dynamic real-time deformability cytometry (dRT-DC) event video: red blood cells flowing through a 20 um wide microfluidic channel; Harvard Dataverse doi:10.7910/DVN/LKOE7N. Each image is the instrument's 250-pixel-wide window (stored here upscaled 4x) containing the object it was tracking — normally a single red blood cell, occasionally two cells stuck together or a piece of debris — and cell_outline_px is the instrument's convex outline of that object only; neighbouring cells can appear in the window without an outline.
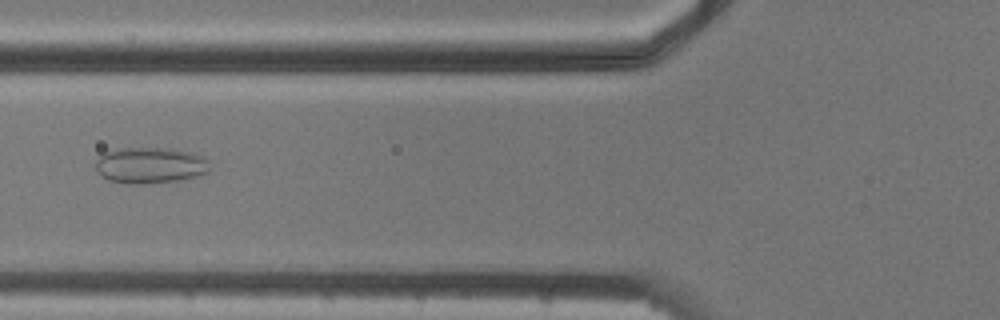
{"species": "common noctule bat (a hibernating species)", "species_latin": "Nyctalus noctula", "temperature_condition": "cold", "stored_images_in_passage": 8, "camera_frame_rate_fps": 3000, "um_per_image_px": 0.085, "animal": {"sex": "male", "body_mass_g": 20.5, "forearm_length_mm": 52.5}, "frame": {"image": 1, "passage_image": 5, "time_ms": 5.667, "image_size_px": [1000, 320], "cell_outline_px": [[208, 172], [196, 176], [176, 180], [144, 184], [128, 184], [108, 180], [100, 176], [96, 172], [96, 160], [104, 152], [116, 148], [168, 148], [192, 152], [204, 156], [208, 160]], "centroid_in_image_um": [12.72, 14.04], "position_along_channel_um": 113.1, "area_um2": 24.22}}
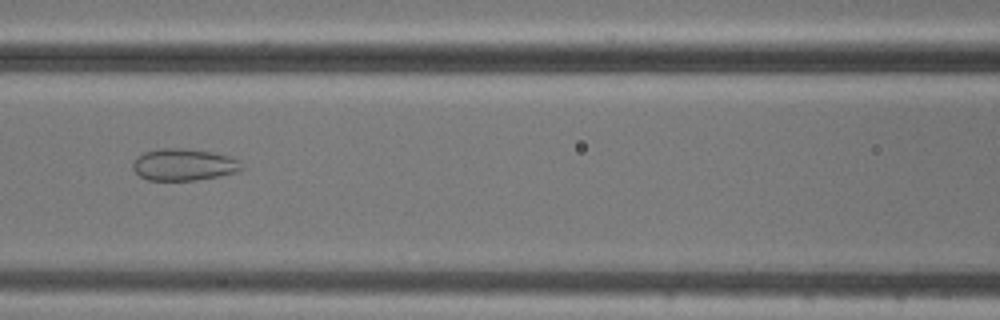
{"frame": {"image": 2, "passage_image": 6, "time_ms": 6.667, "image_size_px": [1000, 320], "cell_outline_px": [[244, 168], [236, 172], [220, 176], [196, 180], [148, 180], [140, 176], [132, 168], [132, 164], [144, 152], [160, 148], [184, 148], [212, 152], [228, 156], [236, 160]], "centroid_in_image_um": [15.61, 14.0], "position_along_channel_um": 151.0, "area_um2": 20.0}}